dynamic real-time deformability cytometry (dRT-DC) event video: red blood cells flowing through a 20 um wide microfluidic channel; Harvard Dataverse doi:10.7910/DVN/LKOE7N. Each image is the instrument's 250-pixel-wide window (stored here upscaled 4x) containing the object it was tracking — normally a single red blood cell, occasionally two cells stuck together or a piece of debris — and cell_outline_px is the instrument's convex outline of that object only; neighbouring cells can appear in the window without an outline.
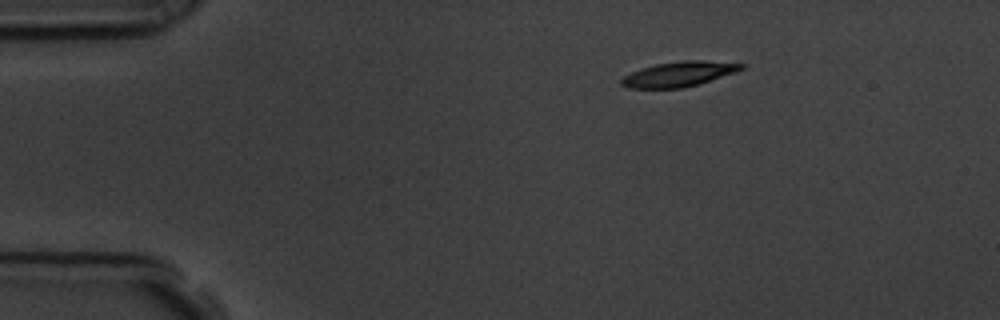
{"species": "common noctule bat (a hibernating species)", "species_latin": "Nyctalus noctula", "temperature_condition": "room temperature", "stored_images_in_passage": 49, "camera_frame_rate_fps": 3000, "um_per_image_px": 0.085, "animal": {"sex": "male", "body_mass_g": 19.5, "forearm_length_mm": 54.6}, "frame": {"image": 1, "passage_image": 1, "time_ms": 0.0, "image_size_px": [1000, 320], "cell_outline_px": [[744, 68], [736, 72], [684, 88], [628, 88], [620, 84], [620, 80], [624, 76], [632, 72], [656, 64], [684, 60], [704, 60], [744, 64]], "centroid_in_image_um": [57.7, 6.3], "position_along_channel_um": 27.3, "area_um2": 17.22}}
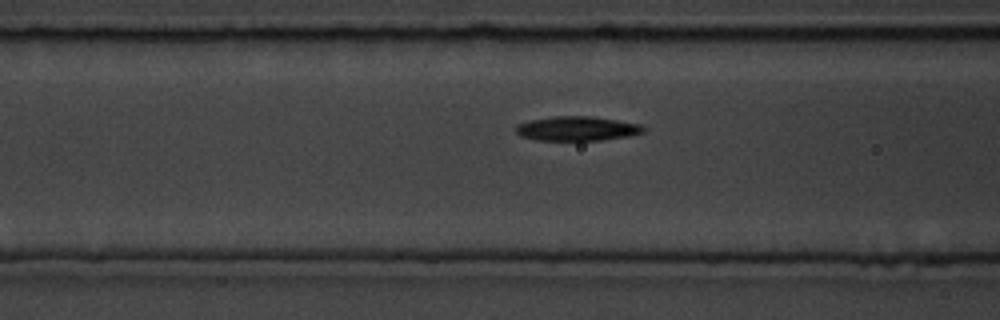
{"frame": {"image": 2, "passage_image": 14, "time_ms": 4.333, "image_size_px": [1000, 320], "cell_outline_px": [[644, 132], [628, 136], [600, 140], [536, 140], [520, 136], [516, 132], [516, 124], [528, 120], [552, 116], [592, 116], [640, 124], [644, 128]], "centroid_in_image_um": [49.0, 10.92], "position_along_channel_um": 117.6, "area_um2": 18.15}}
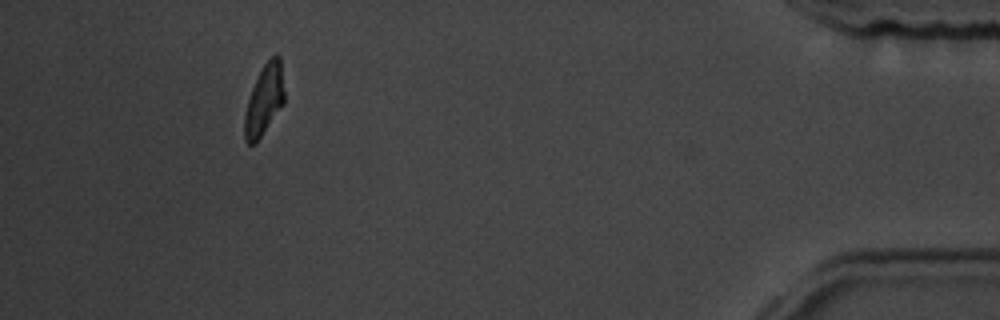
{"frame": {"image": 3, "passage_image": 44, "time_ms": 14.333, "image_size_px": [1000, 320], "cell_outline_px": [[284, 104], [256, 144], [248, 144], [244, 140], [244, 116], [248, 100], [252, 88], [264, 64], [276, 52], [280, 56], [284, 92]], "centroid_in_image_um": [22.46, 8.53], "position_along_channel_um": 412.7, "area_um2": 16.36}, "authors_computed_cell_mechanics": {"area_um2": 17.918, "velocity_mm_per_s": 3.5785, "shape_relaxation_time_tau1_ms": 3.8431, "shape_relaxation_time_tau2_ms": 5.5824, "deformation_change_tau1": 0.1574, "deformation_change_tau2": 0.1179}}